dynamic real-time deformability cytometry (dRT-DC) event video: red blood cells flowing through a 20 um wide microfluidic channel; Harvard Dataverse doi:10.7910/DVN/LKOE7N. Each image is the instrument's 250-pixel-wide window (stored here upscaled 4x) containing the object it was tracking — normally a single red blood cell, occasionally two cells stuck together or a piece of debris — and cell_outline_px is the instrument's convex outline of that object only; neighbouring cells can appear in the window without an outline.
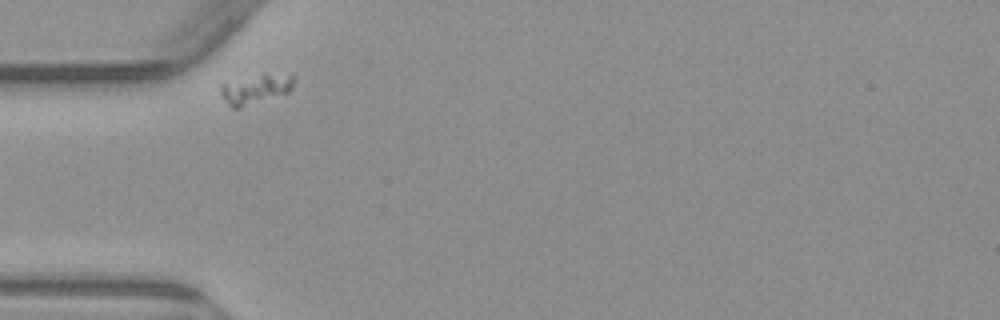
{"species": "common noctule bat (a hibernating species)", "species_latin": "Nyctalus noctula", "temperature_condition": "warm", "stored_images_in_passage": 3, "camera_frame_rate_fps": 3000, "um_per_image_px": 0.085, "animal": {"sex": "male", "body_mass_g": 23.1, "forearm_length_mm": 52.7}, "frame": {"image": 1, "passage_image": 1, "time_ms": 0.0, "image_size_px": [1000, 320], "cell_outline_px": [[296, 76], [292, 88], [288, 92], [240, 108], [232, 108], [228, 104], [220, 92], [220, 84], [264, 72]], "centroid_in_image_um": [21.74, 7.54], "position_along_channel_um": 63.3, "area_um2": 12.72}}
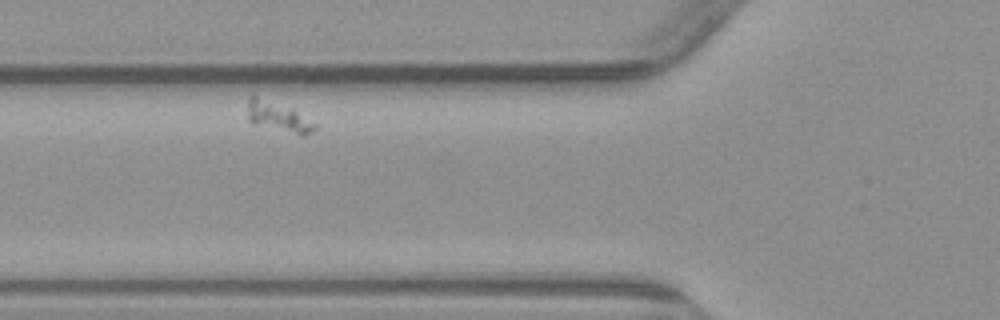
{"frame": {"image": 2, "passage_image": 2, "time_ms": 1.333, "image_size_px": [1000, 320], "cell_outline_px": [[316, 128], [312, 132], [304, 136], [252, 124], [248, 120], [248, 100], [252, 92], [292, 108], [316, 124]], "centroid_in_image_um": [23.6, 9.89], "position_along_channel_um": 102.2, "area_um2": 12.08}}